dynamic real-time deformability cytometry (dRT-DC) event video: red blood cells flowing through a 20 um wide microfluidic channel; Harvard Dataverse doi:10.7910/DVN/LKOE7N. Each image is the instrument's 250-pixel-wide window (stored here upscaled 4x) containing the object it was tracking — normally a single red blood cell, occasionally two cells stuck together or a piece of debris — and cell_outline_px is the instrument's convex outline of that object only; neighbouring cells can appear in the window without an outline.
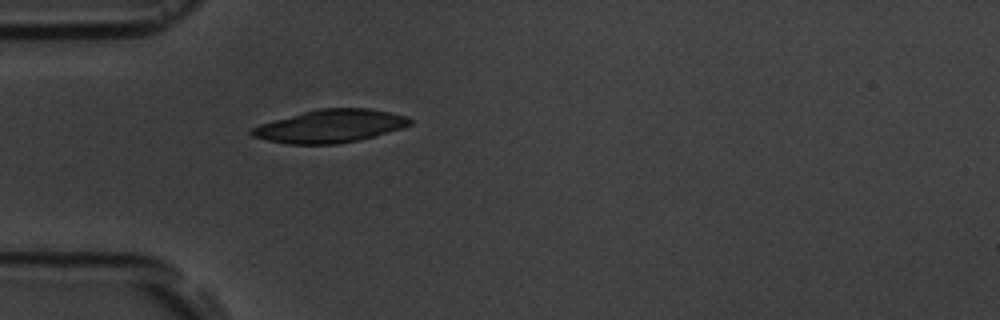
{"species": "common noctule bat (a hibernating species)", "species_latin": "Nyctalus noctula", "temperature_condition": "room temperature", "stored_images_in_passage": 4, "camera_frame_rate_fps": 3000, "um_per_image_px": 0.085, "animal": {"sex": "male", "body_mass_g": 19.5, "forearm_length_mm": 54.6}, "frame": {"image": 1, "passage_image": 4, "time_ms": 3.333, "image_size_px": [1000, 320], "cell_outline_px": [[412, 124], [400, 128], [360, 140], [336, 144], [288, 144], [268, 140], [252, 136], [248, 132], [252, 128], [260, 124], [304, 112], [320, 108], [368, 108], [408, 116], [412, 120]], "centroid_in_image_um": [28.07, 10.72], "position_along_channel_um": 56.9, "area_um2": 30.06}}